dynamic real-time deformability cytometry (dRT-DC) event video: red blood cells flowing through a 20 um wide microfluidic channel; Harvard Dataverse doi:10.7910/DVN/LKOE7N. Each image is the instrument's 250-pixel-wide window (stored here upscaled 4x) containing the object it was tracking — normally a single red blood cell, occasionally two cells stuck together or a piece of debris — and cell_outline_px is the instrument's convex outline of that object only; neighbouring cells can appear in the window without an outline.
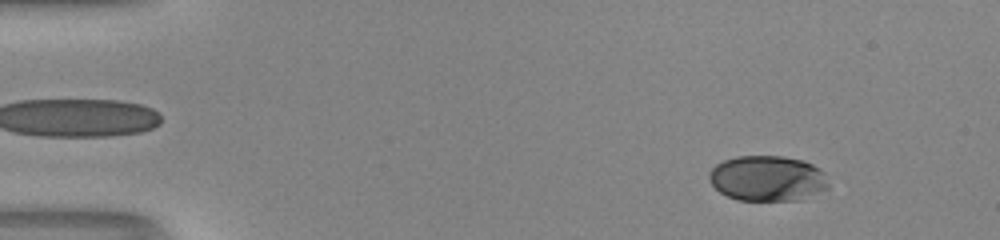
{"species": "human", "species_latin": "Homo sapiens", "temperature_condition": "room temperature", "stored_images_in_passage": 52, "camera_frame_rate_fps": 3000, "um_per_image_px": 0.085, "donor": {"sex": "male"}, "frame": {"image": 1, "passage_image": 6, "time_ms": 1.667, "image_size_px": [1000, 240], "cell_outline_px": [[828, 188], [804, 200], [736, 200], [720, 192], [708, 180], [708, 172], [716, 164], [724, 160], [736, 156], [784, 156], [804, 160], [820, 168], [824, 172], [828, 184]], "centroid_in_image_um": [65.24, 15.16], "position_along_channel_um": 19.8, "area_um2": 31.96}}
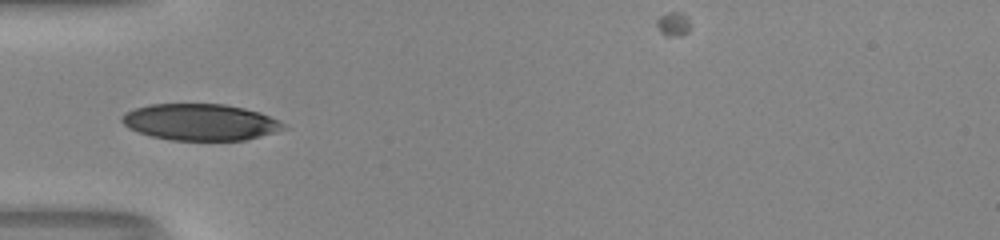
{"frame": {"image": 2, "passage_image": 18, "time_ms": 5.667, "image_size_px": [1000, 240], "cell_outline_px": [[288, 128], [276, 132], [244, 140], [172, 140], [152, 136], [128, 128], [120, 120], [120, 116], [124, 112], [148, 104], [224, 104], [244, 108], [260, 112], [280, 120]], "centroid_in_image_um": [17.03, 10.37], "position_along_channel_um": 68.0, "area_um2": 34.45}}
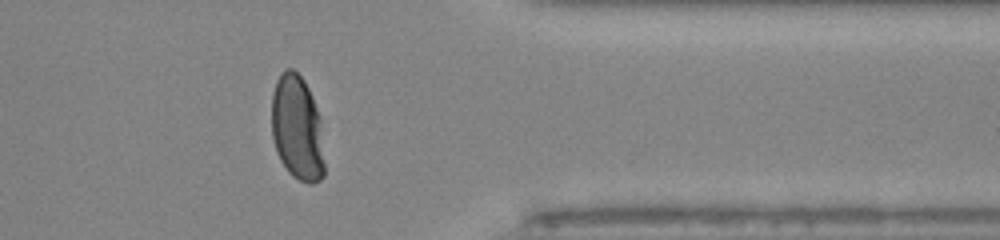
{"frame": {"image": 3, "passage_image": 42, "time_ms": 13.667, "image_size_px": [1000, 240], "cell_outline_px": [[324, 176], [320, 180], [312, 184], [308, 184], [292, 176], [288, 172], [280, 160], [276, 152], [272, 136], [272, 92], [276, 80], [280, 72], [284, 68], [292, 68], [304, 80], [312, 96], [320, 120], [324, 164]], "centroid_in_image_um": [25.24, 10.88], "position_along_channel_um": 386.2, "area_um2": 32.6}, "authors_computed_cell_mechanics": {"area_um2": 34.2465, "velocity_mm_per_s": 4.1327, "shape_relaxation_time_tau1_ms": 3.2356, "shape_relaxation_time_tau2_ms": null, "deformation_change_tau1": 0.1895, "deformation_change_tau2": null}}